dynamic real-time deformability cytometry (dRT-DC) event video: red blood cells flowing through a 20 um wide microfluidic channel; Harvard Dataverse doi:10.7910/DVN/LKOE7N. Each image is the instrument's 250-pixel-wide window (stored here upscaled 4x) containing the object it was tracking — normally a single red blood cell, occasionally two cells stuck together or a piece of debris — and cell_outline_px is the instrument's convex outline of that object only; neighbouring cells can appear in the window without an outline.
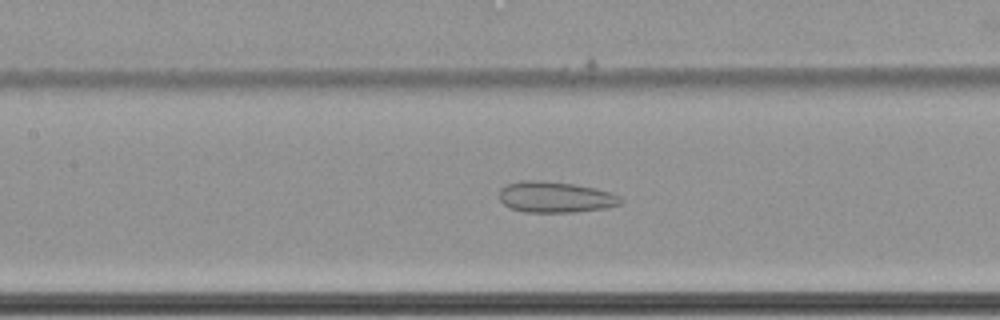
{"species": "common noctule bat (a hibernating species)", "species_latin": "Nyctalus noctula", "temperature_condition": "cold", "stored_images_in_passage": 65, "camera_frame_rate_fps": 3000, "um_per_image_px": 0.085, "animal": {"sex": "female", "body_mass_g": 22.7, "forearm_length_mm": 54.2}, "frame": {"image": 1, "passage_image": 34, "time_ms": 11.0, "image_size_px": [1000, 320], "cell_outline_px": [[624, 200], [620, 204], [608, 208], [576, 212], [524, 212], [512, 208], [504, 204], [500, 200], [500, 188], [508, 184], [520, 180], [544, 180], [572, 184], [596, 188], [612, 192], [620, 196]], "centroid_in_image_um": [47.24, 16.75], "position_along_channel_um": 160.2, "area_um2": 22.14}}
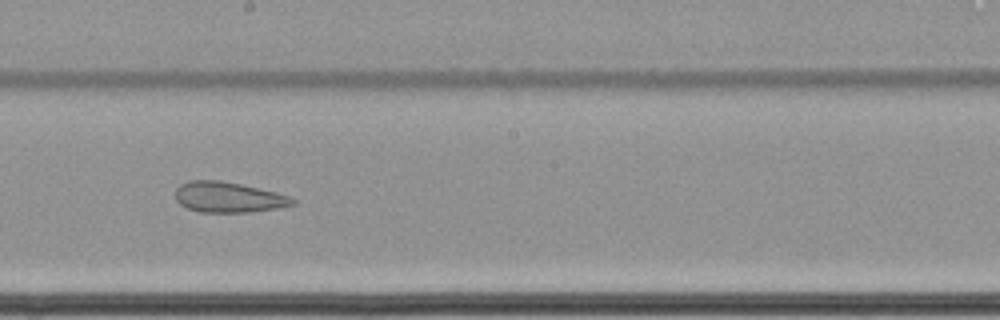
{"frame": {"image": 2, "passage_image": 40, "time_ms": 13.0, "image_size_px": [1000, 320], "cell_outline_px": [[296, 204], [276, 208], [252, 212], [200, 212], [188, 208], [180, 204], [176, 200], [176, 188], [180, 184], [188, 180], [220, 180], [240, 184], [276, 192], [288, 196], [296, 200]], "centroid_in_image_um": [19.4, 16.76], "position_along_channel_um": 228.8, "area_um2": 20.81}}
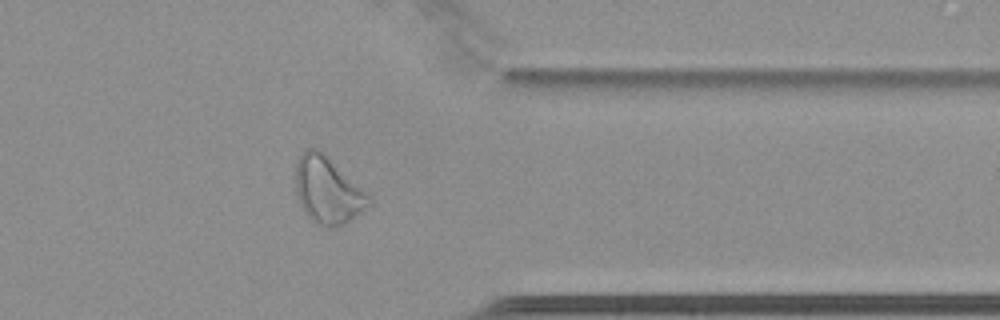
{"frame": {"image": 3, "passage_image": 54, "time_ms": 17.667, "image_size_px": [1000, 320], "cell_outline_px": [[372, 204], [344, 224], [328, 228], [316, 224], [304, 212], [300, 204], [296, 192], [296, 160], [308, 148], [316, 148], [324, 152], [372, 200]], "centroid_in_image_um": [27.82, 16.19], "position_along_channel_um": 383.6, "area_um2": 28.03}}